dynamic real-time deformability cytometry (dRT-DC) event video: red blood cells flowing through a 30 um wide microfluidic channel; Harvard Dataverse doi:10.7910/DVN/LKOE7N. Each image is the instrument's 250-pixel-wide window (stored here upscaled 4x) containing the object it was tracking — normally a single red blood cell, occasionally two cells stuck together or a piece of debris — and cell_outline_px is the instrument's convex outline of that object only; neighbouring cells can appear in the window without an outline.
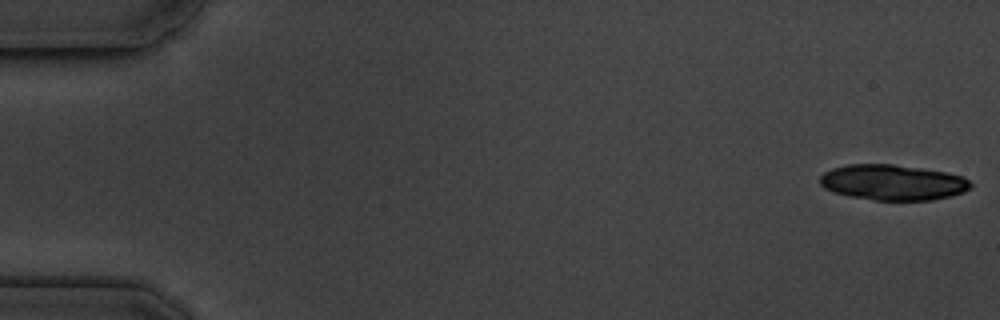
{"species": "common noctule bat (a hibernating species)", "species_latin": "Nyctalus noctula", "temperature_condition": "cold", "stored_images_in_passage": 7, "camera_frame_rate_fps": 3000, "um_per_image_px": 0.085, "animal": {"sex": "male", "body_mass_g": 19.5, "forearm_length_mm": 54.6}, "frame": {"image": 1, "passage_image": 1, "time_ms": 0.0, "image_size_px": [1000, 320], "cell_outline_px": [[972, 188], [964, 192], [952, 196], [932, 200], [876, 200], [848, 196], [832, 192], [824, 188], [820, 184], [820, 176], [824, 172], [832, 168], [848, 164], [892, 164], [920, 168], [944, 172], [960, 176], [968, 180], [972, 184]], "centroid_in_image_um": [75.86, 15.51], "position_along_channel_um": 9.1, "area_um2": 31.27}}
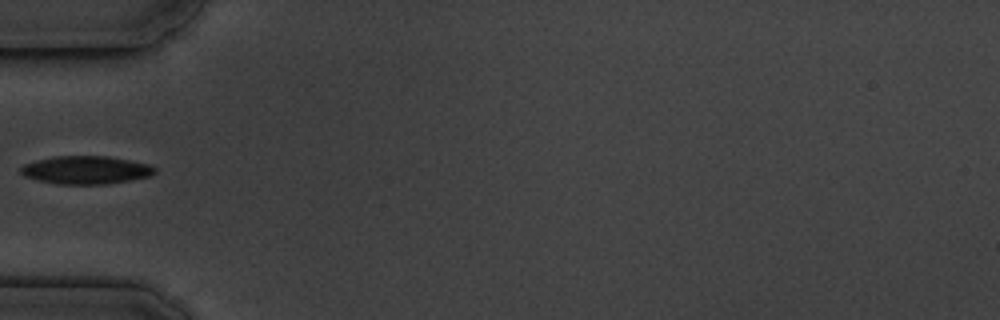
{"frame": {"image": 2, "passage_image": 6, "time_ms": 6.0, "image_size_px": [1000, 320], "cell_outline_px": [[156, 172], [152, 176], [108, 184], [56, 184], [24, 176], [20, 172], [20, 168], [24, 164], [36, 160], [52, 156], [108, 156], [148, 164], [156, 168]], "centroid_in_image_um": [7.31, 14.45], "position_along_channel_um": 77.7, "area_um2": 21.96}}